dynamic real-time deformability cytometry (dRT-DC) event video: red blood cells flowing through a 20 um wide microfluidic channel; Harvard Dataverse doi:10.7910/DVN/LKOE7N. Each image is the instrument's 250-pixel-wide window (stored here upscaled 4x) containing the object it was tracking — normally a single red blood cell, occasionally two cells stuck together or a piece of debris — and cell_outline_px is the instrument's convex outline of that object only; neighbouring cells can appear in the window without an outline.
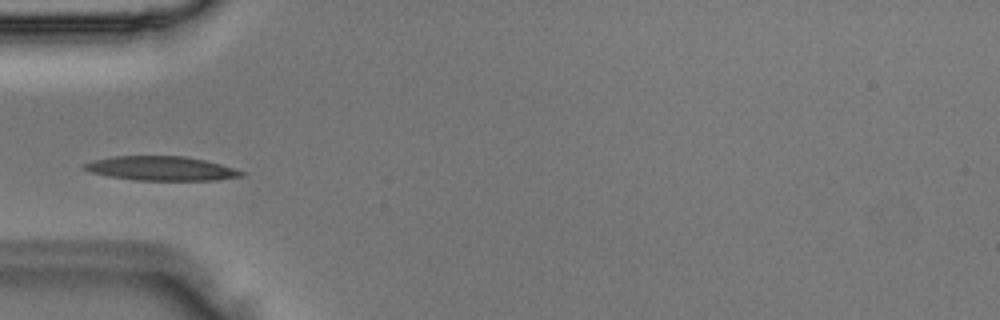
{"species": "Egyptian fruit bat (a non-hibernating species)", "species_latin": "Rousettus aegyptiacus", "temperature_condition": "room temperature", "stored_images_in_passage": 3, "camera_frame_rate_fps": 3000, "um_per_image_px": 0.085, "animal": {"sex": "male"}, "frame": {"image": 1, "passage_image": 3, "time_ms": 0.667, "image_size_px": [1000, 320], "cell_outline_px": [[244, 176], [216, 180], [136, 180], [108, 176], [92, 172], [84, 168], [80, 164], [92, 160], [112, 156], [184, 156], [204, 160], [220, 164], [244, 172]], "centroid_in_image_um": [13.66, 14.31], "position_along_channel_um": 71.3, "area_um2": 22.08}}